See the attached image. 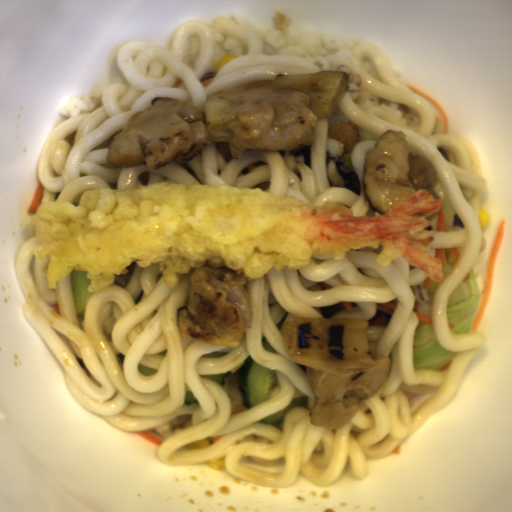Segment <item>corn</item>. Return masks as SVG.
<instances>
[{"label": "corn", "instance_id": "1", "mask_svg": "<svg viewBox=\"0 0 512 512\" xmlns=\"http://www.w3.org/2000/svg\"><path fill=\"white\" fill-rule=\"evenodd\" d=\"M479 217H480V224L482 231L487 229L488 224L490 222V213L487 211V209L480 205L479 210Z\"/></svg>", "mask_w": 512, "mask_h": 512}, {"label": "corn", "instance_id": "2", "mask_svg": "<svg viewBox=\"0 0 512 512\" xmlns=\"http://www.w3.org/2000/svg\"><path fill=\"white\" fill-rule=\"evenodd\" d=\"M210 468H213V469H216V470H219V471H223L226 466H225V462H224V459H214V460H208V461H204Z\"/></svg>", "mask_w": 512, "mask_h": 512}]
</instances>
